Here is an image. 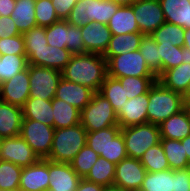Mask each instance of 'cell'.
<instances>
[{
	"mask_svg": "<svg viewBox=\"0 0 190 191\" xmlns=\"http://www.w3.org/2000/svg\"><path fill=\"white\" fill-rule=\"evenodd\" d=\"M55 128L36 120L23 119L20 136L39 159H47L52 147Z\"/></svg>",
	"mask_w": 190,
	"mask_h": 191,
	"instance_id": "cell-8",
	"label": "cell"
},
{
	"mask_svg": "<svg viewBox=\"0 0 190 191\" xmlns=\"http://www.w3.org/2000/svg\"><path fill=\"white\" fill-rule=\"evenodd\" d=\"M99 93L111 103L116 113L123 107L125 102L129 100L120 81L109 75L106 76Z\"/></svg>",
	"mask_w": 190,
	"mask_h": 191,
	"instance_id": "cell-31",
	"label": "cell"
},
{
	"mask_svg": "<svg viewBox=\"0 0 190 191\" xmlns=\"http://www.w3.org/2000/svg\"><path fill=\"white\" fill-rule=\"evenodd\" d=\"M160 138L183 140L190 135V117L186 108L159 124Z\"/></svg>",
	"mask_w": 190,
	"mask_h": 191,
	"instance_id": "cell-21",
	"label": "cell"
},
{
	"mask_svg": "<svg viewBox=\"0 0 190 191\" xmlns=\"http://www.w3.org/2000/svg\"><path fill=\"white\" fill-rule=\"evenodd\" d=\"M159 56L161 57V74L173 67L182 64L184 59V47L173 44L157 43Z\"/></svg>",
	"mask_w": 190,
	"mask_h": 191,
	"instance_id": "cell-40",
	"label": "cell"
},
{
	"mask_svg": "<svg viewBox=\"0 0 190 191\" xmlns=\"http://www.w3.org/2000/svg\"><path fill=\"white\" fill-rule=\"evenodd\" d=\"M181 143L184 146V150H185L187 158L190 162V135L187 136L186 138H184L183 140H181Z\"/></svg>",
	"mask_w": 190,
	"mask_h": 191,
	"instance_id": "cell-53",
	"label": "cell"
},
{
	"mask_svg": "<svg viewBox=\"0 0 190 191\" xmlns=\"http://www.w3.org/2000/svg\"><path fill=\"white\" fill-rule=\"evenodd\" d=\"M23 119L36 120L53 127L52 100L29 97L22 107Z\"/></svg>",
	"mask_w": 190,
	"mask_h": 191,
	"instance_id": "cell-24",
	"label": "cell"
},
{
	"mask_svg": "<svg viewBox=\"0 0 190 191\" xmlns=\"http://www.w3.org/2000/svg\"><path fill=\"white\" fill-rule=\"evenodd\" d=\"M35 1L36 0H16L11 17L21 34L37 27L35 18Z\"/></svg>",
	"mask_w": 190,
	"mask_h": 191,
	"instance_id": "cell-28",
	"label": "cell"
},
{
	"mask_svg": "<svg viewBox=\"0 0 190 191\" xmlns=\"http://www.w3.org/2000/svg\"><path fill=\"white\" fill-rule=\"evenodd\" d=\"M81 34L85 53L105 54L112 37L107 25L90 22L81 27Z\"/></svg>",
	"mask_w": 190,
	"mask_h": 191,
	"instance_id": "cell-16",
	"label": "cell"
},
{
	"mask_svg": "<svg viewBox=\"0 0 190 191\" xmlns=\"http://www.w3.org/2000/svg\"><path fill=\"white\" fill-rule=\"evenodd\" d=\"M47 44L60 49L66 48L68 43V22L59 20L54 24L46 27Z\"/></svg>",
	"mask_w": 190,
	"mask_h": 191,
	"instance_id": "cell-42",
	"label": "cell"
},
{
	"mask_svg": "<svg viewBox=\"0 0 190 191\" xmlns=\"http://www.w3.org/2000/svg\"><path fill=\"white\" fill-rule=\"evenodd\" d=\"M16 0H0V16H11Z\"/></svg>",
	"mask_w": 190,
	"mask_h": 191,
	"instance_id": "cell-52",
	"label": "cell"
},
{
	"mask_svg": "<svg viewBox=\"0 0 190 191\" xmlns=\"http://www.w3.org/2000/svg\"><path fill=\"white\" fill-rule=\"evenodd\" d=\"M173 191H190V172L188 169L173 170Z\"/></svg>",
	"mask_w": 190,
	"mask_h": 191,
	"instance_id": "cell-48",
	"label": "cell"
},
{
	"mask_svg": "<svg viewBox=\"0 0 190 191\" xmlns=\"http://www.w3.org/2000/svg\"><path fill=\"white\" fill-rule=\"evenodd\" d=\"M22 121L21 107L0 100V139L19 136Z\"/></svg>",
	"mask_w": 190,
	"mask_h": 191,
	"instance_id": "cell-20",
	"label": "cell"
},
{
	"mask_svg": "<svg viewBox=\"0 0 190 191\" xmlns=\"http://www.w3.org/2000/svg\"><path fill=\"white\" fill-rule=\"evenodd\" d=\"M171 170L188 169L189 160L180 140L160 139Z\"/></svg>",
	"mask_w": 190,
	"mask_h": 191,
	"instance_id": "cell-30",
	"label": "cell"
},
{
	"mask_svg": "<svg viewBox=\"0 0 190 191\" xmlns=\"http://www.w3.org/2000/svg\"><path fill=\"white\" fill-rule=\"evenodd\" d=\"M27 66L26 55H0V84L11 79Z\"/></svg>",
	"mask_w": 190,
	"mask_h": 191,
	"instance_id": "cell-36",
	"label": "cell"
},
{
	"mask_svg": "<svg viewBox=\"0 0 190 191\" xmlns=\"http://www.w3.org/2000/svg\"><path fill=\"white\" fill-rule=\"evenodd\" d=\"M66 48L74 54L85 53V45L82 39L81 27L73 26L68 23V43Z\"/></svg>",
	"mask_w": 190,
	"mask_h": 191,
	"instance_id": "cell-47",
	"label": "cell"
},
{
	"mask_svg": "<svg viewBox=\"0 0 190 191\" xmlns=\"http://www.w3.org/2000/svg\"><path fill=\"white\" fill-rule=\"evenodd\" d=\"M80 124L87 132H94L118 125V118L111 103L99 92H95L81 111Z\"/></svg>",
	"mask_w": 190,
	"mask_h": 191,
	"instance_id": "cell-5",
	"label": "cell"
},
{
	"mask_svg": "<svg viewBox=\"0 0 190 191\" xmlns=\"http://www.w3.org/2000/svg\"><path fill=\"white\" fill-rule=\"evenodd\" d=\"M56 12V15L61 20H66L72 8L75 6L78 0H51Z\"/></svg>",
	"mask_w": 190,
	"mask_h": 191,
	"instance_id": "cell-50",
	"label": "cell"
},
{
	"mask_svg": "<svg viewBox=\"0 0 190 191\" xmlns=\"http://www.w3.org/2000/svg\"><path fill=\"white\" fill-rule=\"evenodd\" d=\"M125 141L122 133L120 132L110 143L108 147L107 160L118 164L122 159L127 158Z\"/></svg>",
	"mask_w": 190,
	"mask_h": 191,
	"instance_id": "cell-46",
	"label": "cell"
},
{
	"mask_svg": "<svg viewBox=\"0 0 190 191\" xmlns=\"http://www.w3.org/2000/svg\"><path fill=\"white\" fill-rule=\"evenodd\" d=\"M94 91L81 84H76L61 78L55 93L57 99H61L82 111L91 101Z\"/></svg>",
	"mask_w": 190,
	"mask_h": 191,
	"instance_id": "cell-19",
	"label": "cell"
},
{
	"mask_svg": "<svg viewBox=\"0 0 190 191\" xmlns=\"http://www.w3.org/2000/svg\"><path fill=\"white\" fill-rule=\"evenodd\" d=\"M165 16V22L190 28V1L188 0H159Z\"/></svg>",
	"mask_w": 190,
	"mask_h": 191,
	"instance_id": "cell-22",
	"label": "cell"
},
{
	"mask_svg": "<svg viewBox=\"0 0 190 191\" xmlns=\"http://www.w3.org/2000/svg\"><path fill=\"white\" fill-rule=\"evenodd\" d=\"M99 157V154L86 144L69 164L81 178H85Z\"/></svg>",
	"mask_w": 190,
	"mask_h": 191,
	"instance_id": "cell-41",
	"label": "cell"
},
{
	"mask_svg": "<svg viewBox=\"0 0 190 191\" xmlns=\"http://www.w3.org/2000/svg\"><path fill=\"white\" fill-rule=\"evenodd\" d=\"M185 108H186V110H187V112L189 114V117H190V100L185 102Z\"/></svg>",
	"mask_w": 190,
	"mask_h": 191,
	"instance_id": "cell-59",
	"label": "cell"
},
{
	"mask_svg": "<svg viewBox=\"0 0 190 191\" xmlns=\"http://www.w3.org/2000/svg\"><path fill=\"white\" fill-rule=\"evenodd\" d=\"M143 36L141 32L112 35L109 46L103 57L107 61L111 56H118L138 50Z\"/></svg>",
	"mask_w": 190,
	"mask_h": 191,
	"instance_id": "cell-26",
	"label": "cell"
},
{
	"mask_svg": "<svg viewBox=\"0 0 190 191\" xmlns=\"http://www.w3.org/2000/svg\"><path fill=\"white\" fill-rule=\"evenodd\" d=\"M184 32L185 29L182 26L165 22L151 34V37L156 43L173 44V46L183 47Z\"/></svg>",
	"mask_w": 190,
	"mask_h": 191,
	"instance_id": "cell-34",
	"label": "cell"
},
{
	"mask_svg": "<svg viewBox=\"0 0 190 191\" xmlns=\"http://www.w3.org/2000/svg\"><path fill=\"white\" fill-rule=\"evenodd\" d=\"M87 131L79 123L71 127L54 130L49 157L53 162L70 163L86 145Z\"/></svg>",
	"mask_w": 190,
	"mask_h": 191,
	"instance_id": "cell-3",
	"label": "cell"
},
{
	"mask_svg": "<svg viewBox=\"0 0 190 191\" xmlns=\"http://www.w3.org/2000/svg\"><path fill=\"white\" fill-rule=\"evenodd\" d=\"M157 80L166 88L184 95L190 81V64L182 63L164 71Z\"/></svg>",
	"mask_w": 190,
	"mask_h": 191,
	"instance_id": "cell-23",
	"label": "cell"
},
{
	"mask_svg": "<svg viewBox=\"0 0 190 191\" xmlns=\"http://www.w3.org/2000/svg\"><path fill=\"white\" fill-rule=\"evenodd\" d=\"M49 189V160L39 159L22 169L19 191H46Z\"/></svg>",
	"mask_w": 190,
	"mask_h": 191,
	"instance_id": "cell-15",
	"label": "cell"
},
{
	"mask_svg": "<svg viewBox=\"0 0 190 191\" xmlns=\"http://www.w3.org/2000/svg\"><path fill=\"white\" fill-rule=\"evenodd\" d=\"M26 55L23 35L0 39V55Z\"/></svg>",
	"mask_w": 190,
	"mask_h": 191,
	"instance_id": "cell-45",
	"label": "cell"
},
{
	"mask_svg": "<svg viewBox=\"0 0 190 191\" xmlns=\"http://www.w3.org/2000/svg\"><path fill=\"white\" fill-rule=\"evenodd\" d=\"M107 75L116 79L128 76L157 77L147 66L139 50L111 56L107 60Z\"/></svg>",
	"mask_w": 190,
	"mask_h": 191,
	"instance_id": "cell-7",
	"label": "cell"
},
{
	"mask_svg": "<svg viewBox=\"0 0 190 191\" xmlns=\"http://www.w3.org/2000/svg\"><path fill=\"white\" fill-rule=\"evenodd\" d=\"M107 26L112 35L140 32L130 5H121L110 18Z\"/></svg>",
	"mask_w": 190,
	"mask_h": 191,
	"instance_id": "cell-25",
	"label": "cell"
},
{
	"mask_svg": "<svg viewBox=\"0 0 190 191\" xmlns=\"http://www.w3.org/2000/svg\"><path fill=\"white\" fill-rule=\"evenodd\" d=\"M120 6L110 0H78L66 20L70 25L77 27L90 22L107 25Z\"/></svg>",
	"mask_w": 190,
	"mask_h": 191,
	"instance_id": "cell-4",
	"label": "cell"
},
{
	"mask_svg": "<svg viewBox=\"0 0 190 191\" xmlns=\"http://www.w3.org/2000/svg\"><path fill=\"white\" fill-rule=\"evenodd\" d=\"M116 164L99 157L85 177L86 180L102 185L104 187L113 185Z\"/></svg>",
	"mask_w": 190,
	"mask_h": 191,
	"instance_id": "cell-32",
	"label": "cell"
},
{
	"mask_svg": "<svg viewBox=\"0 0 190 191\" xmlns=\"http://www.w3.org/2000/svg\"><path fill=\"white\" fill-rule=\"evenodd\" d=\"M62 72L54 68L29 65L30 93L29 97L52 100Z\"/></svg>",
	"mask_w": 190,
	"mask_h": 191,
	"instance_id": "cell-9",
	"label": "cell"
},
{
	"mask_svg": "<svg viewBox=\"0 0 190 191\" xmlns=\"http://www.w3.org/2000/svg\"><path fill=\"white\" fill-rule=\"evenodd\" d=\"M29 65L54 68L62 71L73 55L67 48L46 45L41 50H25Z\"/></svg>",
	"mask_w": 190,
	"mask_h": 191,
	"instance_id": "cell-14",
	"label": "cell"
},
{
	"mask_svg": "<svg viewBox=\"0 0 190 191\" xmlns=\"http://www.w3.org/2000/svg\"><path fill=\"white\" fill-rule=\"evenodd\" d=\"M117 79L124 88V92L128 99L147 93L155 81H157V77L128 76Z\"/></svg>",
	"mask_w": 190,
	"mask_h": 191,
	"instance_id": "cell-39",
	"label": "cell"
},
{
	"mask_svg": "<svg viewBox=\"0 0 190 191\" xmlns=\"http://www.w3.org/2000/svg\"><path fill=\"white\" fill-rule=\"evenodd\" d=\"M30 93L29 64L26 69L0 84V100L23 107Z\"/></svg>",
	"mask_w": 190,
	"mask_h": 191,
	"instance_id": "cell-13",
	"label": "cell"
},
{
	"mask_svg": "<svg viewBox=\"0 0 190 191\" xmlns=\"http://www.w3.org/2000/svg\"><path fill=\"white\" fill-rule=\"evenodd\" d=\"M138 50L145 59L147 66L158 78L161 75V57L156 41L151 35H144Z\"/></svg>",
	"mask_w": 190,
	"mask_h": 191,
	"instance_id": "cell-37",
	"label": "cell"
},
{
	"mask_svg": "<svg viewBox=\"0 0 190 191\" xmlns=\"http://www.w3.org/2000/svg\"><path fill=\"white\" fill-rule=\"evenodd\" d=\"M121 132L119 125L94 132H87L86 144L100 157L107 160L109 143Z\"/></svg>",
	"mask_w": 190,
	"mask_h": 191,
	"instance_id": "cell-29",
	"label": "cell"
},
{
	"mask_svg": "<svg viewBox=\"0 0 190 191\" xmlns=\"http://www.w3.org/2000/svg\"><path fill=\"white\" fill-rule=\"evenodd\" d=\"M146 173L140 159L127 157L116 164L113 184L127 191H139Z\"/></svg>",
	"mask_w": 190,
	"mask_h": 191,
	"instance_id": "cell-12",
	"label": "cell"
},
{
	"mask_svg": "<svg viewBox=\"0 0 190 191\" xmlns=\"http://www.w3.org/2000/svg\"><path fill=\"white\" fill-rule=\"evenodd\" d=\"M127 156L140 159L147 149L160 143V128L157 124L145 123L121 128Z\"/></svg>",
	"mask_w": 190,
	"mask_h": 191,
	"instance_id": "cell-6",
	"label": "cell"
},
{
	"mask_svg": "<svg viewBox=\"0 0 190 191\" xmlns=\"http://www.w3.org/2000/svg\"><path fill=\"white\" fill-rule=\"evenodd\" d=\"M114 3H117L119 5H131L133 4L136 0H110Z\"/></svg>",
	"mask_w": 190,
	"mask_h": 191,
	"instance_id": "cell-57",
	"label": "cell"
},
{
	"mask_svg": "<svg viewBox=\"0 0 190 191\" xmlns=\"http://www.w3.org/2000/svg\"><path fill=\"white\" fill-rule=\"evenodd\" d=\"M148 123L159 125L185 108L183 95L164 87L158 80L148 91Z\"/></svg>",
	"mask_w": 190,
	"mask_h": 191,
	"instance_id": "cell-2",
	"label": "cell"
},
{
	"mask_svg": "<svg viewBox=\"0 0 190 191\" xmlns=\"http://www.w3.org/2000/svg\"><path fill=\"white\" fill-rule=\"evenodd\" d=\"M61 72L65 80L99 92L107 76V61L101 54H74Z\"/></svg>",
	"mask_w": 190,
	"mask_h": 191,
	"instance_id": "cell-1",
	"label": "cell"
},
{
	"mask_svg": "<svg viewBox=\"0 0 190 191\" xmlns=\"http://www.w3.org/2000/svg\"><path fill=\"white\" fill-rule=\"evenodd\" d=\"M140 162L147 172L170 170V166L161 143L147 149L140 158Z\"/></svg>",
	"mask_w": 190,
	"mask_h": 191,
	"instance_id": "cell-35",
	"label": "cell"
},
{
	"mask_svg": "<svg viewBox=\"0 0 190 191\" xmlns=\"http://www.w3.org/2000/svg\"><path fill=\"white\" fill-rule=\"evenodd\" d=\"M81 177L69 163L49 160V189L55 191H75Z\"/></svg>",
	"mask_w": 190,
	"mask_h": 191,
	"instance_id": "cell-18",
	"label": "cell"
},
{
	"mask_svg": "<svg viewBox=\"0 0 190 191\" xmlns=\"http://www.w3.org/2000/svg\"><path fill=\"white\" fill-rule=\"evenodd\" d=\"M183 98L185 102L190 100V81H189L186 93L183 95Z\"/></svg>",
	"mask_w": 190,
	"mask_h": 191,
	"instance_id": "cell-58",
	"label": "cell"
},
{
	"mask_svg": "<svg viewBox=\"0 0 190 191\" xmlns=\"http://www.w3.org/2000/svg\"><path fill=\"white\" fill-rule=\"evenodd\" d=\"M139 191H173V170L147 172Z\"/></svg>",
	"mask_w": 190,
	"mask_h": 191,
	"instance_id": "cell-33",
	"label": "cell"
},
{
	"mask_svg": "<svg viewBox=\"0 0 190 191\" xmlns=\"http://www.w3.org/2000/svg\"><path fill=\"white\" fill-rule=\"evenodd\" d=\"M182 63L190 64V49L188 47H184V59Z\"/></svg>",
	"mask_w": 190,
	"mask_h": 191,
	"instance_id": "cell-55",
	"label": "cell"
},
{
	"mask_svg": "<svg viewBox=\"0 0 190 191\" xmlns=\"http://www.w3.org/2000/svg\"><path fill=\"white\" fill-rule=\"evenodd\" d=\"M103 191H127L125 189L120 188L119 186L116 185H108L104 187Z\"/></svg>",
	"mask_w": 190,
	"mask_h": 191,
	"instance_id": "cell-56",
	"label": "cell"
},
{
	"mask_svg": "<svg viewBox=\"0 0 190 191\" xmlns=\"http://www.w3.org/2000/svg\"><path fill=\"white\" fill-rule=\"evenodd\" d=\"M35 18L37 26L40 27H49L50 25L60 20L56 15L51 0L35 1Z\"/></svg>",
	"mask_w": 190,
	"mask_h": 191,
	"instance_id": "cell-43",
	"label": "cell"
},
{
	"mask_svg": "<svg viewBox=\"0 0 190 191\" xmlns=\"http://www.w3.org/2000/svg\"><path fill=\"white\" fill-rule=\"evenodd\" d=\"M148 103V92L126 101L116 113L120 128L148 123Z\"/></svg>",
	"mask_w": 190,
	"mask_h": 191,
	"instance_id": "cell-17",
	"label": "cell"
},
{
	"mask_svg": "<svg viewBox=\"0 0 190 191\" xmlns=\"http://www.w3.org/2000/svg\"><path fill=\"white\" fill-rule=\"evenodd\" d=\"M53 127L66 128L80 123L81 111L61 99H52Z\"/></svg>",
	"mask_w": 190,
	"mask_h": 191,
	"instance_id": "cell-27",
	"label": "cell"
},
{
	"mask_svg": "<svg viewBox=\"0 0 190 191\" xmlns=\"http://www.w3.org/2000/svg\"><path fill=\"white\" fill-rule=\"evenodd\" d=\"M0 159L25 168L39 160L33 149L19 135L1 139Z\"/></svg>",
	"mask_w": 190,
	"mask_h": 191,
	"instance_id": "cell-11",
	"label": "cell"
},
{
	"mask_svg": "<svg viewBox=\"0 0 190 191\" xmlns=\"http://www.w3.org/2000/svg\"><path fill=\"white\" fill-rule=\"evenodd\" d=\"M14 19L11 16H0V39L20 35Z\"/></svg>",
	"mask_w": 190,
	"mask_h": 191,
	"instance_id": "cell-49",
	"label": "cell"
},
{
	"mask_svg": "<svg viewBox=\"0 0 190 191\" xmlns=\"http://www.w3.org/2000/svg\"><path fill=\"white\" fill-rule=\"evenodd\" d=\"M183 47H188L190 49V28L185 29Z\"/></svg>",
	"mask_w": 190,
	"mask_h": 191,
	"instance_id": "cell-54",
	"label": "cell"
},
{
	"mask_svg": "<svg viewBox=\"0 0 190 191\" xmlns=\"http://www.w3.org/2000/svg\"><path fill=\"white\" fill-rule=\"evenodd\" d=\"M104 186L81 178L75 191H103Z\"/></svg>",
	"mask_w": 190,
	"mask_h": 191,
	"instance_id": "cell-51",
	"label": "cell"
},
{
	"mask_svg": "<svg viewBox=\"0 0 190 191\" xmlns=\"http://www.w3.org/2000/svg\"><path fill=\"white\" fill-rule=\"evenodd\" d=\"M25 50H41L47 45L46 27H34L22 34Z\"/></svg>",
	"mask_w": 190,
	"mask_h": 191,
	"instance_id": "cell-44",
	"label": "cell"
},
{
	"mask_svg": "<svg viewBox=\"0 0 190 191\" xmlns=\"http://www.w3.org/2000/svg\"><path fill=\"white\" fill-rule=\"evenodd\" d=\"M130 6L133 8L135 20L143 35H151L165 23L159 0H136Z\"/></svg>",
	"mask_w": 190,
	"mask_h": 191,
	"instance_id": "cell-10",
	"label": "cell"
},
{
	"mask_svg": "<svg viewBox=\"0 0 190 191\" xmlns=\"http://www.w3.org/2000/svg\"><path fill=\"white\" fill-rule=\"evenodd\" d=\"M22 167L0 160V190L19 191Z\"/></svg>",
	"mask_w": 190,
	"mask_h": 191,
	"instance_id": "cell-38",
	"label": "cell"
}]
</instances>
